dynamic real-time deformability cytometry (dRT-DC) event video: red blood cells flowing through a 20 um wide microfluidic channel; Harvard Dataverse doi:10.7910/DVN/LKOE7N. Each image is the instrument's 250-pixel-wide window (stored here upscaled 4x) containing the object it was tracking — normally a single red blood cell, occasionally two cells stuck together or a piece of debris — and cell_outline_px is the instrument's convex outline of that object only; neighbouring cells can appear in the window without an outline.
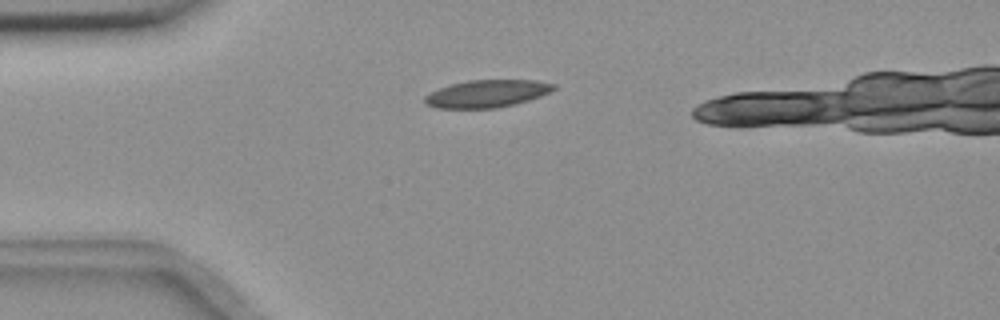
{"species": "common noctule bat (a hibernating species)", "species_latin": "Nyctalus noctula", "temperature_condition": "room temperature", "stored_images_in_passage": 34, "camera_frame_rate_fps": 3000, "um_per_image_px": 0.085, "animal": {"sex": "female", "body_mass_g": 18.4}, "frame": {"image": 1, "passage_image": 1, "time_ms": 0.0, "image_size_px": [1000, 320], "cell_outline_px": [[556, 88], [540, 96], [516, 104], [496, 108], [436, 108], [428, 104], [424, 100], [424, 96], [428, 92], [452, 84], [468, 80], [536, 80], [556, 84]], "centroid_in_image_um": [41.39, 7.96], "position_along_channel_um": 43.6, "area_um2": 20.58}}
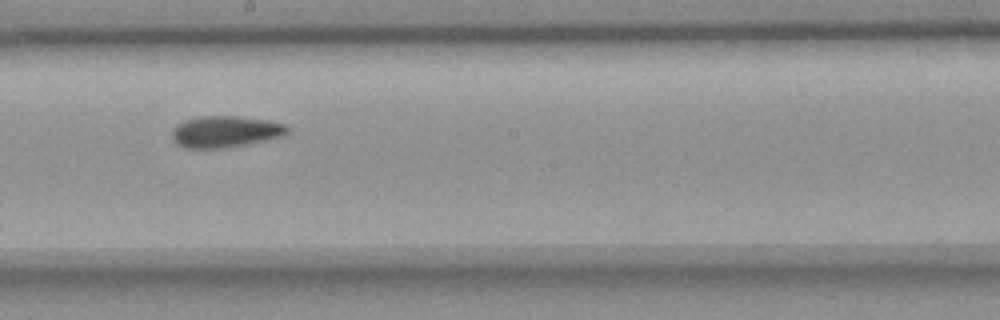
{"frame": {"image": 2, "passage_image": 18, "time_ms": 5.667, "image_size_px": [1000, 320], "cell_outline_px": [[288, 132], [284, 136], [268, 140], [228, 148], [188, 148], [172, 140], [172, 128], [176, 124], [184, 120], [204, 116], [236, 116], [268, 120], [284, 124], [288, 128]], "centroid_in_image_um": [19.16, 11.19], "position_along_channel_um": 229.0, "area_um2": 21.27}}
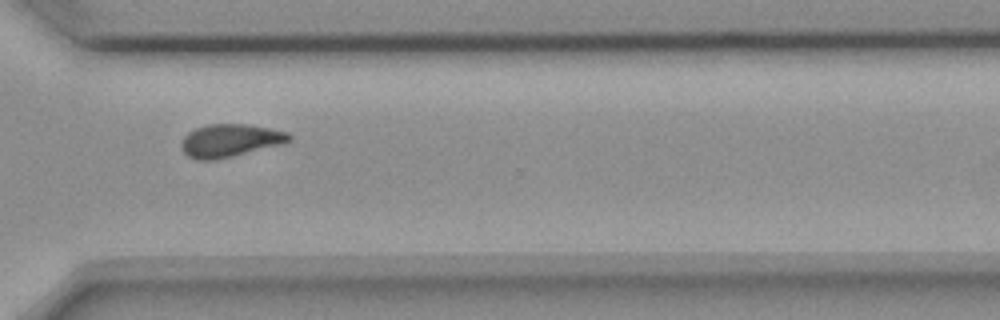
{"frame": {"image": 3, "passage_image": 28, "time_ms": 9.0, "image_size_px": [1000, 320], "cell_outline_px": [[292, 140], [284, 144], [232, 156], [212, 160], [196, 160], [188, 156], [180, 148], [180, 144], [184, 136], [188, 132], [196, 128], [208, 124], [248, 124], [288, 132], [292, 136]], "centroid_in_image_um": [19.56, 11.94], "position_along_channel_um": 351.0, "area_um2": 20.75}, "authors_computed_cell_mechanics": {"area_um2": 20.8369, "velocity_mm_per_s": 3.6374, "shape_relaxation_time_tau1_ms": null, "shape_relaxation_time_tau2_ms": 5.2324, "deformation_change_tau1": null, "deformation_change_tau2": 0.1102}}